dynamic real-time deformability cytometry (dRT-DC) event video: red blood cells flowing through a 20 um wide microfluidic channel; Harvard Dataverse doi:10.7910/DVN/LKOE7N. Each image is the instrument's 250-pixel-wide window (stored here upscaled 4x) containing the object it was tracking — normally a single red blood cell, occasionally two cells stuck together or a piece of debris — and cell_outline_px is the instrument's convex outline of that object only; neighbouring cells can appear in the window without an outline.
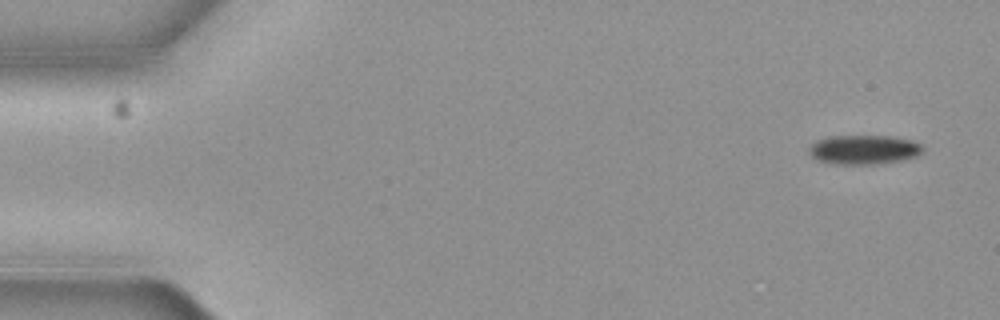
{"species": "common noctule bat (a hibernating species)", "species_latin": "Nyctalus noctula", "temperature_condition": "cold", "stored_images_in_passage": 6, "segment_of_instrument_passage": [1, 2], "camera_frame_rate_fps": 3000, "um_per_image_px": 0.085, "animal": {"sex": "female", "body_mass_g": 19.3, "forearm_length_mm": 54.1}, "frame": {"image": 1, "passage_image": 1, "time_ms": 0.0, "image_size_px": [1000, 320], "cell_outline_px": [[920, 152], [916, 156], [900, 160], [876, 164], [828, 164], [816, 160], [808, 152], [808, 148], [816, 140], [832, 136], [888, 136], [908, 140], [920, 144]], "centroid_in_image_um": [73.32, 12.73], "position_along_channel_um": 11.7, "area_um2": 19.19}}
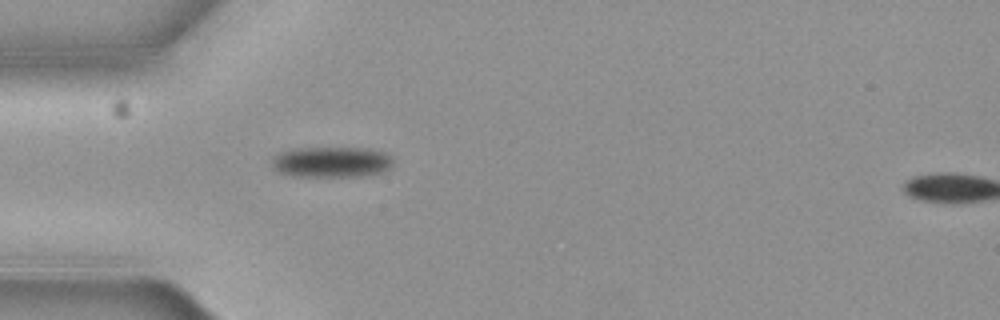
{"frame": {"image": 2, "passage_image": 5, "time_ms": 1.333, "image_size_px": [1000, 320], "cell_outline_px": [[392, 164], [384, 172], [360, 176], [292, 176], [280, 172], [272, 164], [272, 160], [280, 152], [296, 148], [364, 148], [384, 152], [392, 156]], "centroid_in_image_um": [28.21, 13.77], "position_along_channel_um": 56.8, "area_um2": 21.5}}